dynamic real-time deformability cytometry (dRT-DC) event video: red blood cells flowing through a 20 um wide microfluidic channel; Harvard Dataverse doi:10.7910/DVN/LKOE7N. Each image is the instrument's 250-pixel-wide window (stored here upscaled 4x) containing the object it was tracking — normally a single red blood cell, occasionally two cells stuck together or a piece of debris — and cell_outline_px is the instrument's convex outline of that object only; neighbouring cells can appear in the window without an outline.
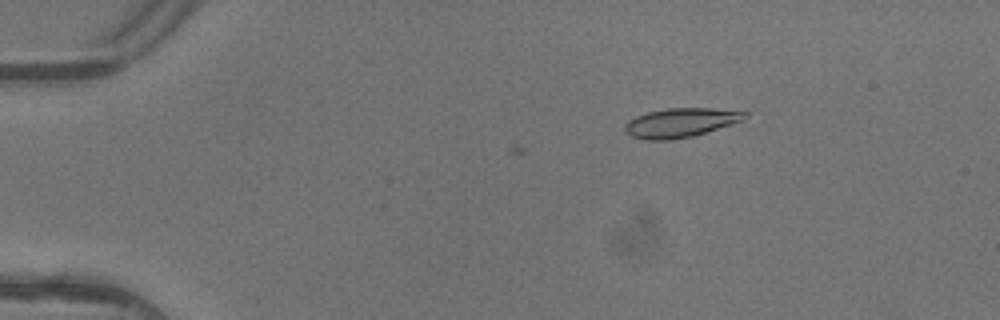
{"species": "common noctule bat (a hibernating species)", "species_latin": "Nyctalus noctula", "temperature_condition": "warm", "stored_images_in_passage": 3, "camera_frame_rate_fps": 3000, "um_per_image_px": 0.085, "animal": {"sex": "female"}, "frame": {"image": 1, "passage_image": 3, "time_ms": 0.667, "image_size_px": [1000, 320], "cell_outline_px": [[748, 116], [744, 120], [732, 124], [692, 136], [672, 140], [644, 140], [632, 136], [624, 128], [624, 124], [628, 120], [636, 116], [648, 112], [668, 108], [712, 108], [748, 112]], "centroid_in_image_um": [57.86, 10.42], "position_along_channel_um": 27.1, "area_um2": 20.35}}